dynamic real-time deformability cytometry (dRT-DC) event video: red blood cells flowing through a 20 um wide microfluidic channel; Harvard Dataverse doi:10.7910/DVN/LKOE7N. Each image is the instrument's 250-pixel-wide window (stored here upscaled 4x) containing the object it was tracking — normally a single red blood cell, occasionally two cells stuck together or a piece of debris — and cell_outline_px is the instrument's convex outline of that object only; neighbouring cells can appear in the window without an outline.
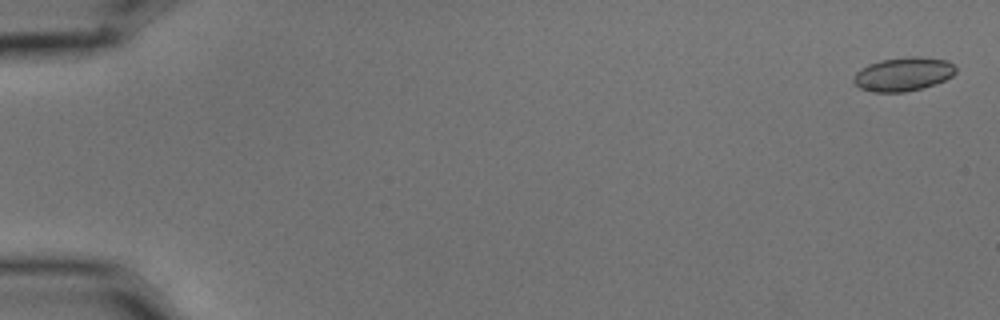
{"species": "common noctule bat (a hibernating species)", "species_latin": "Nyctalus noctula", "temperature_condition": "cold", "stored_images_in_passage": 58, "camera_frame_rate_fps": 3000, "um_per_image_px": 0.085, "animal": {"sex": "male", "body_mass_g": 15.6}, "frame": {"image": 1, "passage_image": 2, "time_ms": 0.333, "image_size_px": [1000, 320], "cell_outline_px": [[956, 72], [952, 76], [944, 80], [924, 88], [904, 92], [872, 92], [860, 88], [852, 80], [852, 76], [860, 68], [868, 64], [880, 60], [904, 56], [920, 56], [948, 60], [956, 68]], "centroid_in_image_um": [76.76, 6.29], "position_along_channel_um": 8.2, "area_um2": 20.4}}
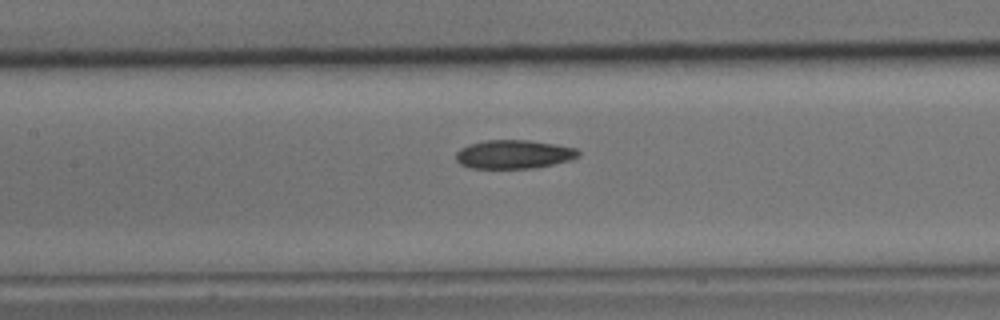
{"frame": {"image": 2, "passage_image": 28, "time_ms": 9.0, "image_size_px": [1000, 320], "cell_outline_px": [[580, 156], [572, 160], [532, 168], [468, 168], [460, 164], [456, 160], [456, 152], [460, 148], [468, 144], [484, 140], [528, 140], [556, 144], [576, 148], [580, 152]], "centroid_in_image_um": [43.66, 13.11], "position_along_channel_um": 163.7, "area_um2": 20.63}}
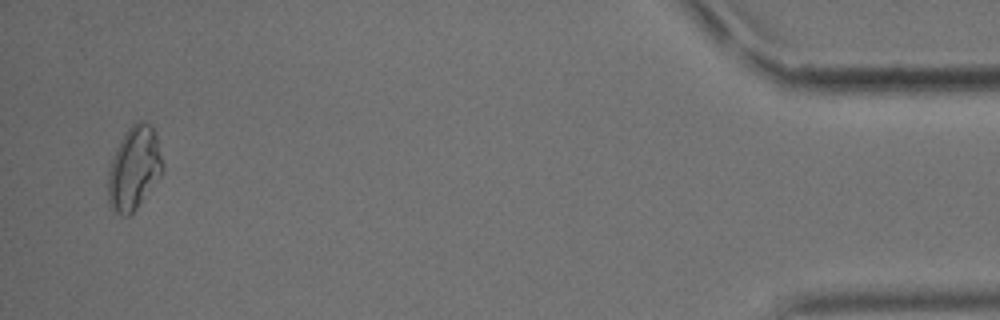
{"frame": {"image": 3, "passage_image": 56, "time_ms": 18.333, "image_size_px": [1000, 320], "cell_outline_px": [[164, 172], [136, 208], [128, 216], [120, 216], [108, 204], [108, 168], [112, 156], [124, 132], [136, 120], [144, 120], [152, 124], [156, 136], [164, 164]], "centroid_in_image_um": [11.4, 14.26], "position_along_channel_um": 423.8, "area_um2": 26.88}, "authors_computed_cell_mechanics": {"area_um2": 20.7502, "velocity_mm_per_s": 3.5756, "shape_relaxation_time_tau1_ms": 7.0652, "shape_relaxation_time_tau2_ms": 6.8736, "deformation_change_tau1": 0.1559, "deformation_change_tau2": 0.1498}}